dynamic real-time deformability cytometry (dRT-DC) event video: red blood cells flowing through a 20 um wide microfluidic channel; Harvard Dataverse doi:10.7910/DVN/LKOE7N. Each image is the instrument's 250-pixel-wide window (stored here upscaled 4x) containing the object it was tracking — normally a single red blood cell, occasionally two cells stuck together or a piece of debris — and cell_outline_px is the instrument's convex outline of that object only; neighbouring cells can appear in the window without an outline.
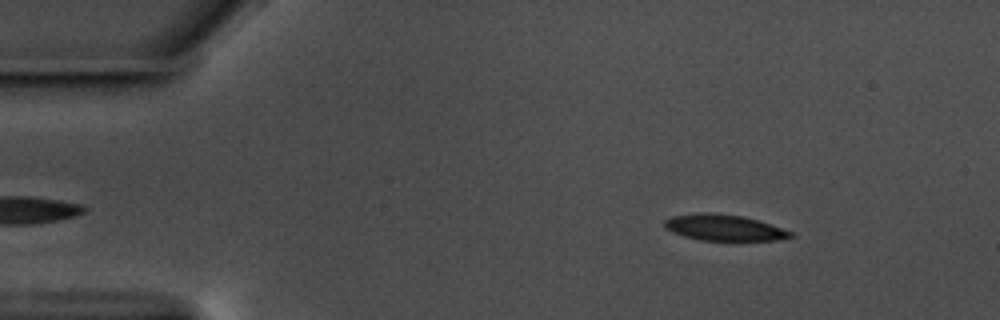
{"species": "common noctule bat (a hibernating species)", "species_latin": "Nyctalus noctula", "temperature_condition": "warm", "stored_images_in_passage": 53, "camera_frame_rate_fps": 3000, "um_per_image_px": 0.085, "animal": {"sex": "male", "body_mass_g": 17.5, "forearm_length_mm": 52.3}, "frame": {"image": 1, "passage_image": 4, "time_ms": 1.0, "image_size_px": [1000, 320], "cell_outline_px": [[796, 236], [776, 240], [700, 240], [684, 236], [672, 232], [664, 228], [664, 220], [672, 216], [700, 212], [716, 212], [744, 216], [792, 232]], "centroid_in_image_um": [61.49, 19.33], "position_along_channel_um": 23.5, "area_um2": 19.13}}
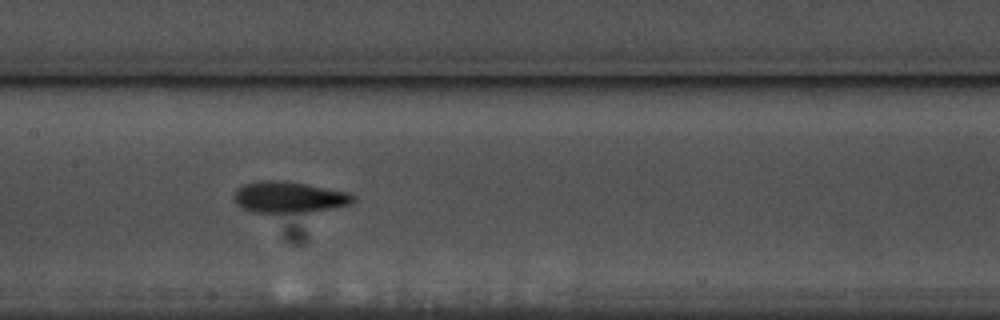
{"frame": {"image": 2, "passage_image": 24, "time_ms": 7.667, "image_size_px": [1000, 320], "cell_outline_px": [[356, 200], [352, 204], [308, 212], [252, 212], [236, 204], [232, 200], [232, 196], [236, 188], [244, 184], [260, 180], [284, 180], [348, 192], [356, 196]], "centroid_in_image_um": [24.53, 16.75], "position_along_channel_um": 182.9, "area_um2": 21.85}}
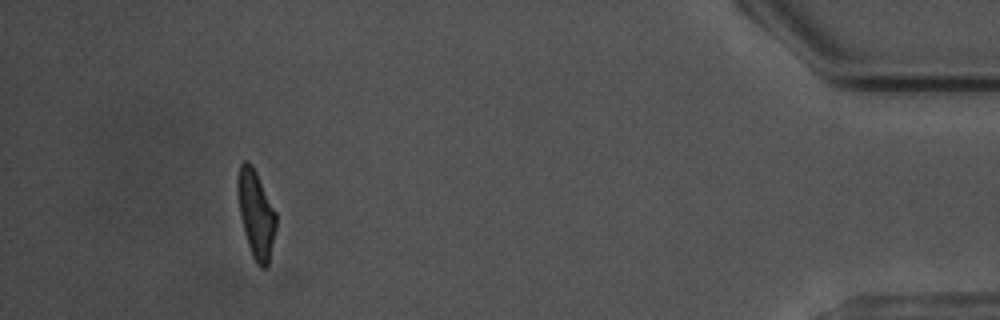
{"frame": {"image": 3, "passage_image": 49, "time_ms": 16.0, "image_size_px": [1000, 320], "cell_outline_px": [[276, 228], [268, 268], [260, 268], [256, 264], [252, 256], [244, 232], [240, 216], [236, 188], [236, 180], [240, 164], [244, 160], [248, 160], [252, 164], [276, 212]], "centroid_in_image_um": [21.75, 18.2], "position_along_channel_um": 413.5, "area_um2": 19.88}, "authors_computed_cell_mechanics": {"area_um2": 20.4612, "velocity_mm_per_s": 3.5466, "shape_relaxation_time_tau1_ms": 5.2088, "shape_relaxation_time_tau2_ms": 2.3362, "deformation_change_tau1": 0.1836, "deformation_change_tau2": 0.0935}}